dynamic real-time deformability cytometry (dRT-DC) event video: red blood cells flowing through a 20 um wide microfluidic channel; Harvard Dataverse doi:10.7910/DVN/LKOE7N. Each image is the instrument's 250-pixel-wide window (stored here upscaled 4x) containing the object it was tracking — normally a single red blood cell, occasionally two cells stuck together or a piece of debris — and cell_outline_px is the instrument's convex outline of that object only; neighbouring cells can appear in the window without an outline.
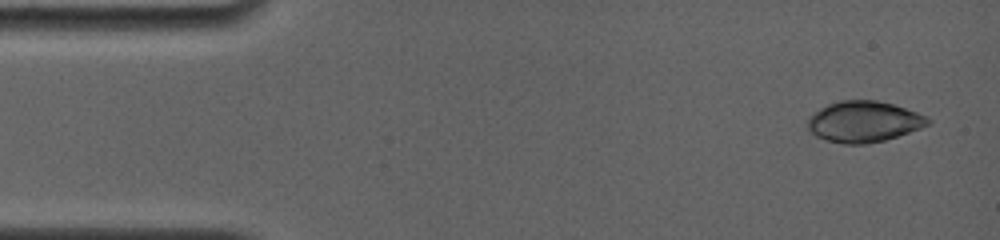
{"species": "common noctule bat (a hibernating species)", "species_latin": "Nyctalus noctula", "temperature_condition": "room temperature", "stored_images_in_passage": 9, "camera_frame_rate_fps": 4000, "um_per_image_px": 0.085, "animal": {"sex": "female", "body_mass_g": 19.0, "forearm_length_mm": 56.7}, "frame": {"image": 1, "passage_image": 1, "time_ms": 0.0, "image_size_px": [1000, 240], "cell_outline_px": [[928, 124], [908, 132], [884, 140], [864, 144], [844, 144], [828, 140], [816, 136], [808, 128], [808, 120], [820, 108], [828, 104], [844, 100], [876, 100], [892, 104], [904, 108], [924, 116], [928, 120]], "centroid_in_image_um": [73.38, 10.34], "position_along_channel_um": 11.6, "area_um2": 27.92}}
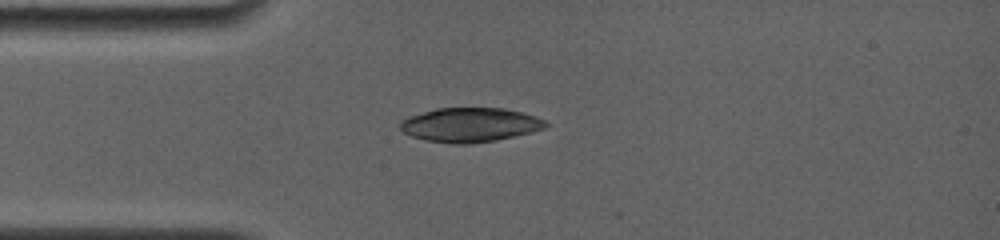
{"frame": {"image": 2, "passage_image": 8, "time_ms": 3.25, "image_size_px": [1000, 240], "cell_outline_px": [[548, 124], [544, 128], [532, 132], [496, 140], [472, 144], [452, 144], [424, 140], [412, 136], [404, 132], [400, 128], [400, 120], [408, 116], [436, 108], [504, 108], [536, 116], [544, 120]], "centroid_in_image_um": [39.93, 10.61], "position_along_channel_um": 45.1, "area_um2": 29.13}}